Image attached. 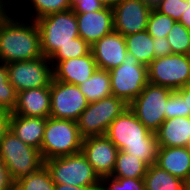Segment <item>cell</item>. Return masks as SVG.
I'll return each mask as SVG.
<instances>
[{"instance_id":"obj_20","label":"cell","mask_w":190,"mask_h":190,"mask_svg":"<svg viewBox=\"0 0 190 190\" xmlns=\"http://www.w3.org/2000/svg\"><path fill=\"white\" fill-rule=\"evenodd\" d=\"M46 118L9 114V129L25 144L41 150Z\"/></svg>"},{"instance_id":"obj_18","label":"cell","mask_w":190,"mask_h":190,"mask_svg":"<svg viewBox=\"0 0 190 190\" xmlns=\"http://www.w3.org/2000/svg\"><path fill=\"white\" fill-rule=\"evenodd\" d=\"M9 114L40 118L50 117V87L18 92L15 109Z\"/></svg>"},{"instance_id":"obj_41","label":"cell","mask_w":190,"mask_h":190,"mask_svg":"<svg viewBox=\"0 0 190 190\" xmlns=\"http://www.w3.org/2000/svg\"><path fill=\"white\" fill-rule=\"evenodd\" d=\"M186 100L187 117H190V84L176 90Z\"/></svg>"},{"instance_id":"obj_28","label":"cell","mask_w":190,"mask_h":190,"mask_svg":"<svg viewBox=\"0 0 190 190\" xmlns=\"http://www.w3.org/2000/svg\"><path fill=\"white\" fill-rule=\"evenodd\" d=\"M17 103V92L9 82L6 64L0 62V111L11 113Z\"/></svg>"},{"instance_id":"obj_1","label":"cell","mask_w":190,"mask_h":190,"mask_svg":"<svg viewBox=\"0 0 190 190\" xmlns=\"http://www.w3.org/2000/svg\"><path fill=\"white\" fill-rule=\"evenodd\" d=\"M10 16L8 11L0 15V62L9 64L43 57L36 22Z\"/></svg>"},{"instance_id":"obj_29","label":"cell","mask_w":190,"mask_h":190,"mask_svg":"<svg viewBox=\"0 0 190 190\" xmlns=\"http://www.w3.org/2000/svg\"><path fill=\"white\" fill-rule=\"evenodd\" d=\"M172 54L186 55L190 46V31L179 21H175L167 35Z\"/></svg>"},{"instance_id":"obj_14","label":"cell","mask_w":190,"mask_h":190,"mask_svg":"<svg viewBox=\"0 0 190 190\" xmlns=\"http://www.w3.org/2000/svg\"><path fill=\"white\" fill-rule=\"evenodd\" d=\"M118 151L106 135L83 138L81 152L100 178L112 175Z\"/></svg>"},{"instance_id":"obj_2","label":"cell","mask_w":190,"mask_h":190,"mask_svg":"<svg viewBox=\"0 0 190 190\" xmlns=\"http://www.w3.org/2000/svg\"><path fill=\"white\" fill-rule=\"evenodd\" d=\"M105 135L118 150L133 154L148 166L156 164L159 149L157 135L149 131L129 107L113 120Z\"/></svg>"},{"instance_id":"obj_30","label":"cell","mask_w":190,"mask_h":190,"mask_svg":"<svg viewBox=\"0 0 190 190\" xmlns=\"http://www.w3.org/2000/svg\"><path fill=\"white\" fill-rule=\"evenodd\" d=\"M33 7L34 15L31 20H37L43 16L64 12L71 9L70 0H28Z\"/></svg>"},{"instance_id":"obj_24","label":"cell","mask_w":190,"mask_h":190,"mask_svg":"<svg viewBox=\"0 0 190 190\" xmlns=\"http://www.w3.org/2000/svg\"><path fill=\"white\" fill-rule=\"evenodd\" d=\"M143 180L145 190H183L186 184L156 164L148 167Z\"/></svg>"},{"instance_id":"obj_23","label":"cell","mask_w":190,"mask_h":190,"mask_svg":"<svg viewBox=\"0 0 190 190\" xmlns=\"http://www.w3.org/2000/svg\"><path fill=\"white\" fill-rule=\"evenodd\" d=\"M127 53L134 55L143 65L148 66L154 59L153 37L147 30L124 36Z\"/></svg>"},{"instance_id":"obj_3","label":"cell","mask_w":190,"mask_h":190,"mask_svg":"<svg viewBox=\"0 0 190 190\" xmlns=\"http://www.w3.org/2000/svg\"><path fill=\"white\" fill-rule=\"evenodd\" d=\"M83 137L77 122L73 120L46 118L41 156L43 161L81 152Z\"/></svg>"},{"instance_id":"obj_22","label":"cell","mask_w":190,"mask_h":190,"mask_svg":"<svg viewBox=\"0 0 190 190\" xmlns=\"http://www.w3.org/2000/svg\"><path fill=\"white\" fill-rule=\"evenodd\" d=\"M78 87L89 103L112 95L110 74L106 70L97 69L88 80Z\"/></svg>"},{"instance_id":"obj_34","label":"cell","mask_w":190,"mask_h":190,"mask_svg":"<svg viewBox=\"0 0 190 190\" xmlns=\"http://www.w3.org/2000/svg\"><path fill=\"white\" fill-rule=\"evenodd\" d=\"M165 113V119H171L175 117H187L186 100L175 90L172 91L167 101V112Z\"/></svg>"},{"instance_id":"obj_31","label":"cell","mask_w":190,"mask_h":190,"mask_svg":"<svg viewBox=\"0 0 190 190\" xmlns=\"http://www.w3.org/2000/svg\"><path fill=\"white\" fill-rule=\"evenodd\" d=\"M174 23V19L153 8L148 18L147 31L153 38H164L167 37Z\"/></svg>"},{"instance_id":"obj_27","label":"cell","mask_w":190,"mask_h":190,"mask_svg":"<svg viewBox=\"0 0 190 190\" xmlns=\"http://www.w3.org/2000/svg\"><path fill=\"white\" fill-rule=\"evenodd\" d=\"M90 48L91 46L79 36L73 38V42L60 47L49 58V61L54 68L60 61L85 56L91 51Z\"/></svg>"},{"instance_id":"obj_37","label":"cell","mask_w":190,"mask_h":190,"mask_svg":"<svg viewBox=\"0 0 190 190\" xmlns=\"http://www.w3.org/2000/svg\"><path fill=\"white\" fill-rule=\"evenodd\" d=\"M0 190H14V183L11 179L5 164L0 158Z\"/></svg>"},{"instance_id":"obj_44","label":"cell","mask_w":190,"mask_h":190,"mask_svg":"<svg viewBox=\"0 0 190 190\" xmlns=\"http://www.w3.org/2000/svg\"><path fill=\"white\" fill-rule=\"evenodd\" d=\"M185 190H190V181L185 184Z\"/></svg>"},{"instance_id":"obj_19","label":"cell","mask_w":190,"mask_h":190,"mask_svg":"<svg viewBox=\"0 0 190 190\" xmlns=\"http://www.w3.org/2000/svg\"><path fill=\"white\" fill-rule=\"evenodd\" d=\"M156 165L171 175L190 181V147H159Z\"/></svg>"},{"instance_id":"obj_26","label":"cell","mask_w":190,"mask_h":190,"mask_svg":"<svg viewBox=\"0 0 190 190\" xmlns=\"http://www.w3.org/2000/svg\"><path fill=\"white\" fill-rule=\"evenodd\" d=\"M14 190H55V183L44 164L29 176L17 180L14 183Z\"/></svg>"},{"instance_id":"obj_46","label":"cell","mask_w":190,"mask_h":190,"mask_svg":"<svg viewBox=\"0 0 190 190\" xmlns=\"http://www.w3.org/2000/svg\"><path fill=\"white\" fill-rule=\"evenodd\" d=\"M186 55H187L188 59L190 60V46H189V49H188V52Z\"/></svg>"},{"instance_id":"obj_45","label":"cell","mask_w":190,"mask_h":190,"mask_svg":"<svg viewBox=\"0 0 190 190\" xmlns=\"http://www.w3.org/2000/svg\"><path fill=\"white\" fill-rule=\"evenodd\" d=\"M149 3H151L152 5L157 2L158 0H147Z\"/></svg>"},{"instance_id":"obj_9","label":"cell","mask_w":190,"mask_h":190,"mask_svg":"<svg viewBox=\"0 0 190 190\" xmlns=\"http://www.w3.org/2000/svg\"><path fill=\"white\" fill-rule=\"evenodd\" d=\"M111 92L130 104L148 84L147 66L134 55L126 54L123 63L109 71Z\"/></svg>"},{"instance_id":"obj_15","label":"cell","mask_w":190,"mask_h":190,"mask_svg":"<svg viewBox=\"0 0 190 190\" xmlns=\"http://www.w3.org/2000/svg\"><path fill=\"white\" fill-rule=\"evenodd\" d=\"M90 50L98 69L106 71L120 66L127 54L125 38L116 31L103 36Z\"/></svg>"},{"instance_id":"obj_25","label":"cell","mask_w":190,"mask_h":190,"mask_svg":"<svg viewBox=\"0 0 190 190\" xmlns=\"http://www.w3.org/2000/svg\"><path fill=\"white\" fill-rule=\"evenodd\" d=\"M148 165L133 154L119 150L116 164L111 177L143 179L148 170Z\"/></svg>"},{"instance_id":"obj_17","label":"cell","mask_w":190,"mask_h":190,"mask_svg":"<svg viewBox=\"0 0 190 190\" xmlns=\"http://www.w3.org/2000/svg\"><path fill=\"white\" fill-rule=\"evenodd\" d=\"M97 69L90 51L85 56L60 61L53 68V73L55 80L78 86L88 80Z\"/></svg>"},{"instance_id":"obj_7","label":"cell","mask_w":190,"mask_h":190,"mask_svg":"<svg viewBox=\"0 0 190 190\" xmlns=\"http://www.w3.org/2000/svg\"><path fill=\"white\" fill-rule=\"evenodd\" d=\"M122 98L110 97L88 103L77 121L78 129L83 138L105 135L113 120L127 108Z\"/></svg>"},{"instance_id":"obj_11","label":"cell","mask_w":190,"mask_h":190,"mask_svg":"<svg viewBox=\"0 0 190 190\" xmlns=\"http://www.w3.org/2000/svg\"><path fill=\"white\" fill-rule=\"evenodd\" d=\"M9 82L16 92L50 87L54 78L53 65L45 56L6 64Z\"/></svg>"},{"instance_id":"obj_10","label":"cell","mask_w":190,"mask_h":190,"mask_svg":"<svg viewBox=\"0 0 190 190\" xmlns=\"http://www.w3.org/2000/svg\"><path fill=\"white\" fill-rule=\"evenodd\" d=\"M148 83L173 91L190 84V60L184 54L155 58L148 66Z\"/></svg>"},{"instance_id":"obj_32","label":"cell","mask_w":190,"mask_h":190,"mask_svg":"<svg viewBox=\"0 0 190 190\" xmlns=\"http://www.w3.org/2000/svg\"><path fill=\"white\" fill-rule=\"evenodd\" d=\"M101 190H145L143 179L106 176L101 178Z\"/></svg>"},{"instance_id":"obj_43","label":"cell","mask_w":190,"mask_h":190,"mask_svg":"<svg viewBox=\"0 0 190 190\" xmlns=\"http://www.w3.org/2000/svg\"><path fill=\"white\" fill-rule=\"evenodd\" d=\"M100 1L105 7H110V8H113L115 5H117L120 2V0H100Z\"/></svg>"},{"instance_id":"obj_38","label":"cell","mask_w":190,"mask_h":190,"mask_svg":"<svg viewBox=\"0 0 190 190\" xmlns=\"http://www.w3.org/2000/svg\"><path fill=\"white\" fill-rule=\"evenodd\" d=\"M9 130V113L0 111V142Z\"/></svg>"},{"instance_id":"obj_6","label":"cell","mask_w":190,"mask_h":190,"mask_svg":"<svg viewBox=\"0 0 190 190\" xmlns=\"http://www.w3.org/2000/svg\"><path fill=\"white\" fill-rule=\"evenodd\" d=\"M55 184L74 187L101 185V178L82 152L44 161Z\"/></svg>"},{"instance_id":"obj_8","label":"cell","mask_w":190,"mask_h":190,"mask_svg":"<svg viewBox=\"0 0 190 190\" xmlns=\"http://www.w3.org/2000/svg\"><path fill=\"white\" fill-rule=\"evenodd\" d=\"M173 90L148 83L129 104V109L151 132L156 133L166 120L167 101Z\"/></svg>"},{"instance_id":"obj_36","label":"cell","mask_w":190,"mask_h":190,"mask_svg":"<svg viewBox=\"0 0 190 190\" xmlns=\"http://www.w3.org/2000/svg\"><path fill=\"white\" fill-rule=\"evenodd\" d=\"M153 49L155 58L172 54V49L167 37L153 38Z\"/></svg>"},{"instance_id":"obj_42","label":"cell","mask_w":190,"mask_h":190,"mask_svg":"<svg viewBox=\"0 0 190 190\" xmlns=\"http://www.w3.org/2000/svg\"><path fill=\"white\" fill-rule=\"evenodd\" d=\"M13 1L14 0H0V15L1 14H4V13H6L8 10H7V8L9 9V11H10V13H11V6L12 7H14L15 5V3H13ZM10 5V6H9Z\"/></svg>"},{"instance_id":"obj_21","label":"cell","mask_w":190,"mask_h":190,"mask_svg":"<svg viewBox=\"0 0 190 190\" xmlns=\"http://www.w3.org/2000/svg\"><path fill=\"white\" fill-rule=\"evenodd\" d=\"M156 135L159 147H190V117L165 120Z\"/></svg>"},{"instance_id":"obj_33","label":"cell","mask_w":190,"mask_h":190,"mask_svg":"<svg viewBox=\"0 0 190 190\" xmlns=\"http://www.w3.org/2000/svg\"><path fill=\"white\" fill-rule=\"evenodd\" d=\"M153 8L159 13L179 21L185 9V0H158Z\"/></svg>"},{"instance_id":"obj_16","label":"cell","mask_w":190,"mask_h":190,"mask_svg":"<svg viewBox=\"0 0 190 190\" xmlns=\"http://www.w3.org/2000/svg\"><path fill=\"white\" fill-rule=\"evenodd\" d=\"M79 36L90 46L103 36L114 31L113 10L104 7L101 10L75 13Z\"/></svg>"},{"instance_id":"obj_4","label":"cell","mask_w":190,"mask_h":190,"mask_svg":"<svg viewBox=\"0 0 190 190\" xmlns=\"http://www.w3.org/2000/svg\"><path fill=\"white\" fill-rule=\"evenodd\" d=\"M35 22L40 32L42 54L48 59L60 47L79 37L76 14L72 9L43 16Z\"/></svg>"},{"instance_id":"obj_5","label":"cell","mask_w":190,"mask_h":190,"mask_svg":"<svg viewBox=\"0 0 190 190\" xmlns=\"http://www.w3.org/2000/svg\"><path fill=\"white\" fill-rule=\"evenodd\" d=\"M0 158L13 183L44 165L40 151L22 142L10 129L0 142Z\"/></svg>"},{"instance_id":"obj_39","label":"cell","mask_w":190,"mask_h":190,"mask_svg":"<svg viewBox=\"0 0 190 190\" xmlns=\"http://www.w3.org/2000/svg\"><path fill=\"white\" fill-rule=\"evenodd\" d=\"M55 190H101V185H89V186H69L64 184H55Z\"/></svg>"},{"instance_id":"obj_40","label":"cell","mask_w":190,"mask_h":190,"mask_svg":"<svg viewBox=\"0 0 190 190\" xmlns=\"http://www.w3.org/2000/svg\"><path fill=\"white\" fill-rule=\"evenodd\" d=\"M179 22L190 31V0H185L184 13H182Z\"/></svg>"},{"instance_id":"obj_35","label":"cell","mask_w":190,"mask_h":190,"mask_svg":"<svg viewBox=\"0 0 190 190\" xmlns=\"http://www.w3.org/2000/svg\"><path fill=\"white\" fill-rule=\"evenodd\" d=\"M74 13H85L103 9L105 6L100 0H70Z\"/></svg>"},{"instance_id":"obj_13","label":"cell","mask_w":190,"mask_h":190,"mask_svg":"<svg viewBox=\"0 0 190 190\" xmlns=\"http://www.w3.org/2000/svg\"><path fill=\"white\" fill-rule=\"evenodd\" d=\"M153 5L147 0H120L113 10L114 31L126 36L147 30Z\"/></svg>"},{"instance_id":"obj_12","label":"cell","mask_w":190,"mask_h":190,"mask_svg":"<svg viewBox=\"0 0 190 190\" xmlns=\"http://www.w3.org/2000/svg\"><path fill=\"white\" fill-rule=\"evenodd\" d=\"M88 103L77 85L53 78L50 85V117L77 122Z\"/></svg>"}]
</instances>
